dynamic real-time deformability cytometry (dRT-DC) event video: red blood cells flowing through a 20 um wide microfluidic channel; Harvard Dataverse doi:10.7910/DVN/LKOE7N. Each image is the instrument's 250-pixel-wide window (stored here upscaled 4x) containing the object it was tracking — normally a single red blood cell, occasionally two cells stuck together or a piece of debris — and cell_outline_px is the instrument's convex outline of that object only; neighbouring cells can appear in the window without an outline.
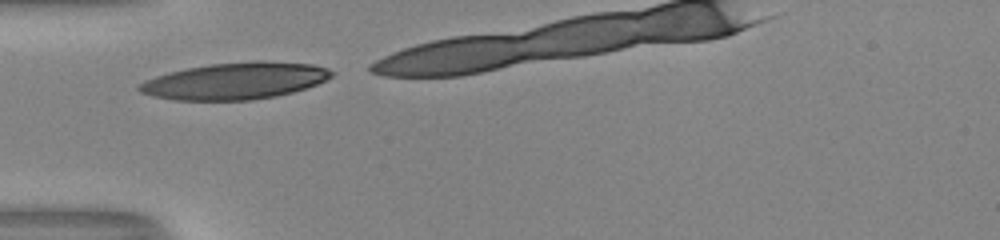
{"species": "human", "species_latin": "Homo sapiens", "temperature_condition": "room temperature", "stored_images_in_passage": 7, "camera_frame_rate_fps": 3000, "um_per_image_px": 0.085, "donor": {"sex": "male"}, "frame": {"image": 1, "passage_image": 1, "time_ms": 0.0, "image_size_px": [1000, 240], "cell_outline_px": [[336, 72], [332, 76], [316, 84], [292, 92], [276, 96], [252, 100], [172, 100], [152, 96], [140, 92], [136, 88], [144, 80], [168, 72], [188, 68], [212, 64], [256, 60], [264, 60], [312, 64], [328, 68]], "centroid_in_image_um": [19.98, 6.87], "position_along_channel_um": 65.0, "area_um2": 41.27}}
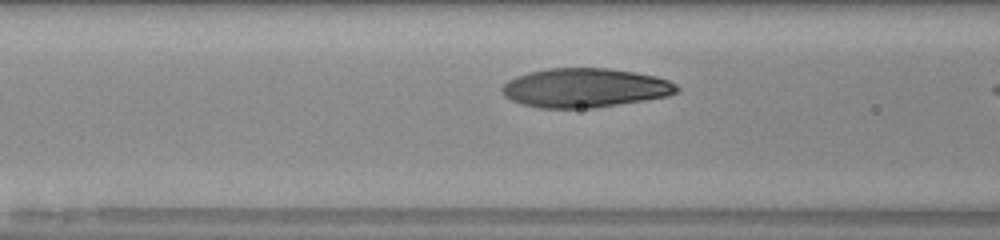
{"frame": {"image": 2, "passage_image": 5, "time_ms": 1.333, "image_size_px": [1000, 240], "cell_outline_px": [[680, 92], [668, 96], [644, 100], [592, 108], [536, 108], [520, 104], [504, 96], [500, 88], [508, 80], [516, 76], [528, 72], [548, 68], [608, 68], [656, 76], [668, 80], [676, 84], [680, 88]], "centroid_in_image_um": [49.7, 7.47], "position_along_channel_um": 116.9, "area_um2": 40.06}}